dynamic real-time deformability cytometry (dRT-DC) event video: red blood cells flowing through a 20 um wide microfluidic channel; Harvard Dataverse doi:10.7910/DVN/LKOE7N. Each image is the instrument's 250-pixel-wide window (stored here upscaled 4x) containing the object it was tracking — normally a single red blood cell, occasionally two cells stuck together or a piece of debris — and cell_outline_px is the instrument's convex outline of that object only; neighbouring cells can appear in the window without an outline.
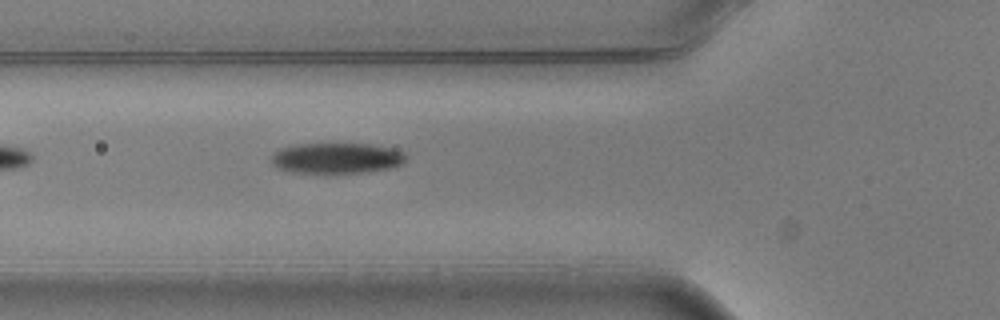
{"species": "common noctule bat (a hibernating species)", "species_latin": "Nyctalus noctula", "temperature_condition": "warm", "stored_images_in_passage": 5, "camera_frame_rate_fps": 3000, "um_per_image_px": 0.085, "animal": {"sex": "male", "body_mass_g": 20.5, "forearm_length_mm": 52.5}, "frame": {"image": 1, "passage_image": 5, "time_ms": 1.333, "image_size_px": [1000, 320], "cell_outline_px": [[408, 160], [400, 164], [388, 168], [368, 172], [292, 172], [280, 168], [272, 164], [272, 156], [280, 148], [296, 144], [372, 144], [392, 148], [404, 152], [408, 156]], "centroid_in_image_um": [28.67, 13.43], "position_along_channel_um": 97.1, "area_um2": 23.81}}